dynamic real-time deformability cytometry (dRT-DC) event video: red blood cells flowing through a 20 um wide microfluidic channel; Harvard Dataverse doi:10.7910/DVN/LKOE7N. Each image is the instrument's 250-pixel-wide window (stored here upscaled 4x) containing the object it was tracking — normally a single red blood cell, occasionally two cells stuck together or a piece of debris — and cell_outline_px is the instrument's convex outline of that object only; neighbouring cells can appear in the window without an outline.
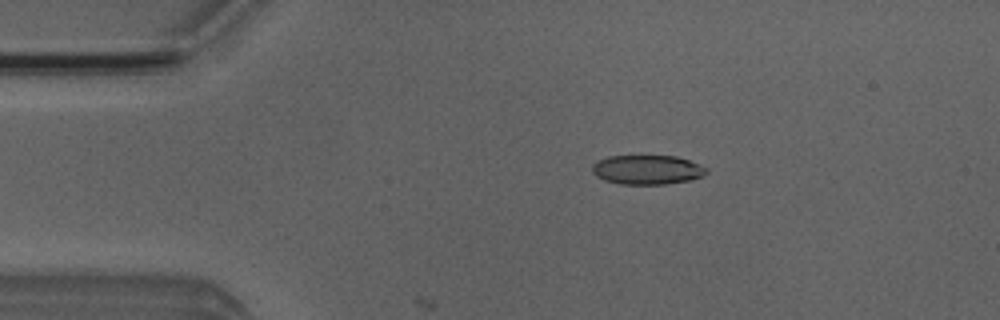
{"species": "Egyptian fruit bat (a non-hibernating species)", "species_latin": "Rousettus aegyptiacus", "temperature_condition": "room temperature", "stored_images_in_passage": 7, "camera_frame_rate_fps": 3000, "um_per_image_px": 0.085, "animal": {"sex": "male"}, "frame": {"image": 1, "passage_image": 3, "time_ms": 2.333, "image_size_px": [1000, 320], "cell_outline_px": [[708, 172], [704, 176], [692, 180], [664, 184], [620, 184], [604, 180], [596, 176], [592, 172], [592, 164], [596, 160], [608, 156], [640, 152], [676, 156], [700, 164], [708, 168]], "centroid_in_image_um": [55.0, 14.37], "position_along_channel_um": 30.0, "area_um2": 20.75}}
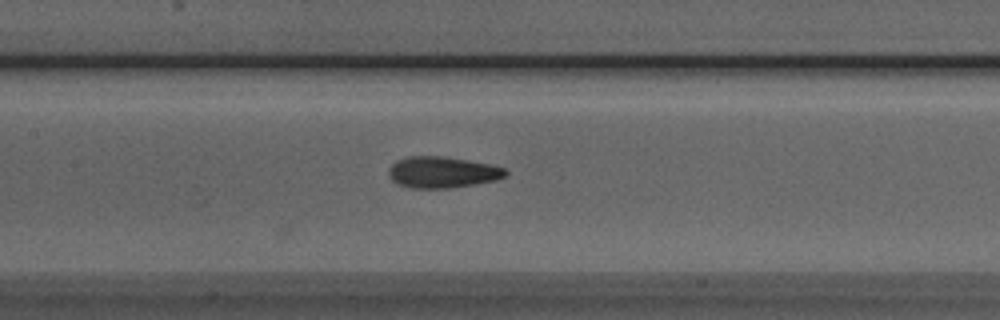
{"frame": {"image": 2, "passage_image": 7, "time_ms": 7.0, "image_size_px": [1000, 320], "cell_outline_px": [[508, 176], [496, 180], [448, 188], [408, 188], [396, 184], [388, 176], [388, 168], [396, 160], [408, 156], [444, 156], [492, 164], [504, 168], [508, 172]], "centroid_in_image_um": [37.57, 14.63], "position_along_channel_um": 169.8, "area_um2": 21.56}}